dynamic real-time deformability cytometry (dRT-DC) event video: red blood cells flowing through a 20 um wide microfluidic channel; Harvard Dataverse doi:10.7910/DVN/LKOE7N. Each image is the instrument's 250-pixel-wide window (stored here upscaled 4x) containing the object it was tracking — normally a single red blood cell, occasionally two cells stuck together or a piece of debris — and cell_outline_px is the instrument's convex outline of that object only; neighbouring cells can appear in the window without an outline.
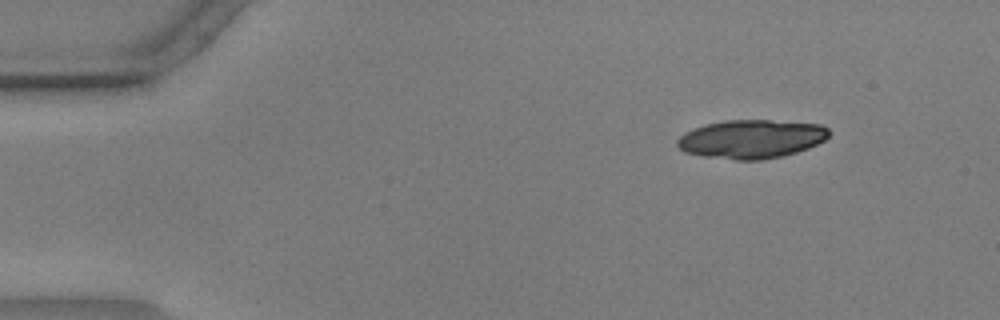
{"species": "common noctule bat (a hibernating species)", "species_latin": "Nyctalus noctula", "temperature_condition": "warm", "stored_images_in_passage": 29, "camera_frame_rate_fps": 3000, "um_per_image_px": 0.085, "animal": {"sex": "male", "body_mass_g": 17.9, "forearm_length_mm": 54.2}, "frame": {"image": 1, "passage_image": 1, "time_ms": 0.0, "image_size_px": [1000, 320], "cell_outline_px": [[832, 132], [824, 140], [808, 148], [784, 156], [760, 160], [736, 160], [704, 156], [684, 152], [676, 144], [676, 140], [684, 132], [692, 128], [704, 124], [724, 120], [772, 120], [820, 124], [828, 128]], "centroid_in_image_um": [63.85, 11.81], "position_along_channel_um": 21.1, "area_um2": 34.45}}